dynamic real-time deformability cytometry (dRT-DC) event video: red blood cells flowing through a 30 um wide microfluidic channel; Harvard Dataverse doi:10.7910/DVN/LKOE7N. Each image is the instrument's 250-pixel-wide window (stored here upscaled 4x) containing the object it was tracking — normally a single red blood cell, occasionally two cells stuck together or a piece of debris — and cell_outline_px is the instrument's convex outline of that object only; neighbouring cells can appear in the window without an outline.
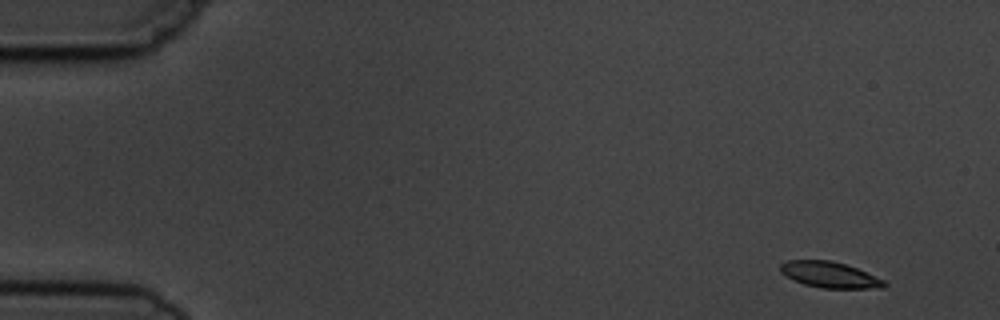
{"species": "common noctule bat (a hibernating species)", "species_latin": "Nyctalus noctula", "temperature_condition": "cold", "stored_images_in_passage": 14, "camera_frame_rate_fps": 3000, "um_per_image_px": 0.085, "animal": {"sex": "male", "body_mass_g": 19.5, "forearm_length_mm": 54.6}, "frame": {"image": 1, "passage_image": 1, "time_ms": 0.0, "image_size_px": [1000, 320], "cell_outline_px": [[888, 284], [884, 288], [824, 288], [804, 284], [792, 280], [780, 272], [780, 264], [788, 260], [828, 260], [844, 264], [856, 268], [884, 280]], "centroid_in_image_um": [70.5, 23.36], "position_along_channel_um": 14.5, "area_um2": 15.61}}
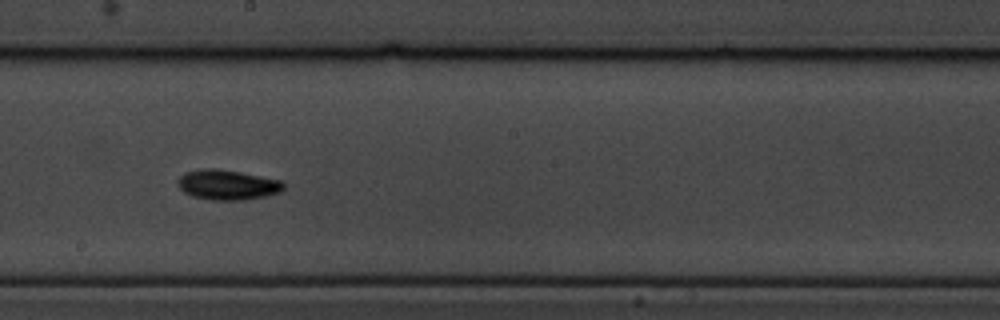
{"frame": {"image": 2, "passage_image": 8, "time_ms": 9.0, "image_size_px": [1000, 320], "cell_outline_px": [[284, 188], [280, 192], [268, 196], [244, 200], [212, 200], [192, 196], [184, 192], [176, 184], [176, 180], [184, 172], [200, 168], [216, 168], [240, 172], [280, 180], [284, 184]], "centroid_in_image_um": [19.3, 15.7], "position_along_channel_um": 228.9, "area_um2": 18.73}}
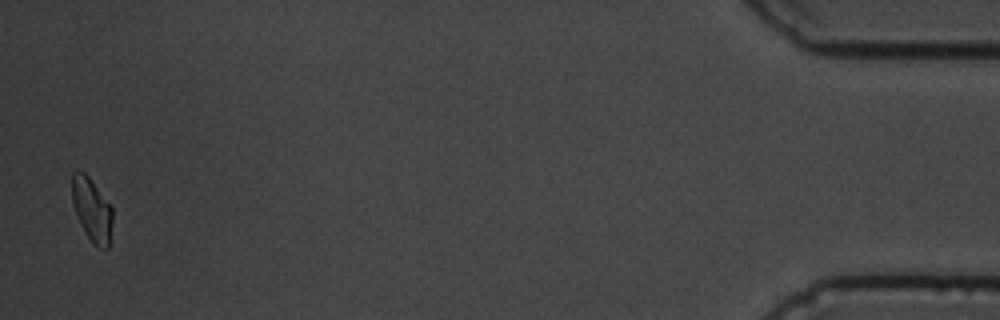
{"frame": {"image": 3, "passage_image": 14, "time_ms": 16.667, "image_size_px": [1000, 320], "cell_outline_px": [[112, 224], [108, 248], [100, 248], [92, 244], [84, 232], [76, 216], [72, 200], [72, 172], [76, 168], [84, 172], [88, 176], [112, 208]], "centroid_in_image_um": [7.78, 17.83], "position_along_channel_um": 427.4, "area_um2": 15.03}, "authors_computed_cell_mechanics": {"area_um2": 16.6175, "velocity_mm_per_s": 3.6961, "shape_relaxation_time_tau1_ms": 1.713, "shape_relaxation_time_tau2_ms": null, "deformation_change_tau1": 0.0743, "deformation_change_tau2": null}}